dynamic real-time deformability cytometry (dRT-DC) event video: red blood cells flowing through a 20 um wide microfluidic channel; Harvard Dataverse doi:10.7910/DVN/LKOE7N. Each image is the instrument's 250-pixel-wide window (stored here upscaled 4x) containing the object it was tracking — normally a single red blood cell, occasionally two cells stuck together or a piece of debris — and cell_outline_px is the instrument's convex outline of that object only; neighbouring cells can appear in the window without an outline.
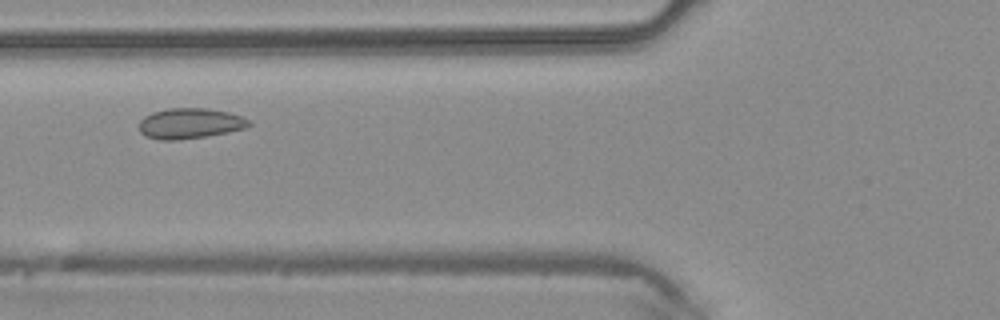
{"species": "common noctule bat (a hibernating species)", "species_latin": "Nyctalus noctula", "temperature_condition": "warm", "stored_images_in_passage": 3, "camera_frame_rate_fps": 3000, "um_per_image_px": 0.085, "animal": {"sex": "male", "body_mass_g": 20.4}, "frame": {"image": 1, "passage_image": 3, "time_ms": 0.667, "image_size_px": [1000, 320], "cell_outline_px": [[252, 124], [248, 128], [228, 132], [204, 136], [176, 140], [160, 140], [144, 136], [140, 132], [140, 120], [144, 116], [152, 112], [168, 108], [208, 108], [228, 112], [240, 116], [248, 120]], "centroid_in_image_um": [16.13, 10.49], "position_along_channel_um": 109.7, "area_um2": 19.54}}